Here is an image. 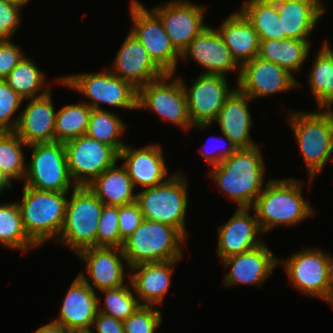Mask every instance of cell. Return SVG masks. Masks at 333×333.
I'll use <instances>...</instances> for the list:
<instances>
[{"instance_id": "f907efd6", "label": "cell", "mask_w": 333, "mask_h": 333, "mask_svg": "<svg viewBox=\"0 0 333 333\" xmlns=\"http://www.w3.org/2000/svg\"><path fill=\"white\" fill-rule=\"evenodd\" d=\"M328 42H324L323 47L333 56V50L330 48V46L328 45Z\"/></svg>"}, {"instance_id": "ee69618b", "label": "cell", "mask_w": 333, "mask_h": 333, "mask_svg": "<svg viewBox=\"0 0 333 333\" xmlns=\"http://www.w3.org/2000/svg\"><path fill=\"white\" fill-rule=\"evenodd\" d=\"M11 40L0 41V79H5L25 56Z\"/></svg>"}, {"instance_id": "c3c4849f", "label": "cell", "mask_w": 333, "mask_h": 333, "mask_svg": "<svg viewBox=\"0 0 333 333\" xmlns=\"http://www.w3.org/2000/svg\"><path fill=\"white\" fill-rule=\"evenodd\" d=\"M6 187H12L4 178L0 176V193L4 191Z\"/></svg>"}, {"instance_id": "d6986e66", "label": "cell", "mask_w": 333, "mask_h": 333, "mask_svg": "<svg viewBox=\"0 0 333 333\" xmlns=\"http://www.w3.org/2000/svg\"><path fill=\"white\" fill-rule=\"evenodd\" d=\"M113 63L111 72L137 90L166 74L130 31Z\"/></svg>"}, {"instance_id": "f546056e", "label": "cell", "mask_w": 333, "mask_h": 333, "mask_svg": "<svg viewBox=\"0 0 333 333\" xmlns=\"http://www.w3.org/2000/svg\"><path fill=\"white\" fill-rule=\"evenodd\" d=\"M310 46L309 40H260L258 56L278 64L294 76L293 72L301 70L309 56Z\"/></svg>"}, {"instance_id": "ac0fdd59", "label": "cell", "mask_w": 333, "mask_h": 333, "mask_svg": "<svg viewBox=\"0 0 333 333\" xmlns=\"http://www.w3.org/2000/svg\"><path fill=\"white\" fill-rule=\"evenodd\" d=\"M77 256L85 262L88 273V276L83 273L78 276L94 291V288L101 291L125 285L123 261L126 262V259L122 248L90 247L79 251Z\"/></svg>"}, {"instance_id": "f6af8a7d", "label": "cell", "mask_w": 333, "mask_h": 333, "mask_svg": "<svg viewBox=\"0 0 333 333\" xmlns=\"http://www.w3.org/2000/svg\"><path fill=\"white\" fill-rule=\"evenodd\" d=\"M92 328H95L97 333H125L122 321L99 311L95 316ZM93 333L95 332L93 331Z\"/></svg>"}, {"instance_id": "816d5d0a", "label": "cell", "mask_w": 333, "mask_h": 333, "mask_svg": "<svg viewBox=\"0 0 333 333\" xmlns=\"http://www.w3.org/2000/svg\"><path fill=\"white\" fill-rule=\"evenodd\" d=\"M10 1L18 3V4H20V5H22L24 7V5L27 4L28 1H30V0H10Z\"/></svg>"}, {"instance_id": "6da1fadb", "label": "cell", "mask_w": 333, "mask_h": 333, "mask_svg": "<svg viewBox=\"0 0 333 333\" xmlns=\"http://www.w3.org/2000/svg\"><path fill=\"white\" fill-rule=\"evenodd\" d=\"M259 146L237 149L220 164L212 166L209 177L220 191L238 204V208H252L263 191L265 164Z\"/></svg>"}, {"instance_id": "d6a6232c", "label": "cell", "mask_w": 333, "mask_h": 333, "mask_svg": "<svg viewBox=\"0 0 333 333\" xmlns=\"http://www.w3.org/2000/svg\"><path fill=\"white\" fill-rule=\"evenodd\" d=\"M309 74V85L318 108L331 109L333 104V56L322 46Z\"/></svg>"}, {"instance_id": "83f0119b", "label": "cell", "mask_w": 333, "mask_h": 333, "mask_svg": "<svg viewBox=\"0 0 333 333\" xmlns=\"http://www.w3.org/2000/svg\"><path fill=\"white\" fill-rule=\"evenodd\" d=\"M217 30L240 66L258 56V33L240 10L230 14Z\"/></svg>"}, {"instance_id": "8d00e7d4", "label": "cell", "mask_w": 333, "mask_h": 333, "mask_svg": "<svg viewBox=\"0 0 333 333\" xmlns=\"http://www.w3.org/2000/svg\"><path fill=\"white\" fill-rule=\"evenodd\" d=\"M27 147L15 132H0V176L10 185L12 179H21L26 174V158L22 147Z\"/></svg>"}, {"instance_id": "7dc6e473", "label": "cell", "mask_w": 333, "mask_h": 333, "mask_svg": "<svg viewBox=\"0 0 333 333\" xmlns=\"http://www.w3.org/2000/svg\"><path fill=\"white\" fill-rule=\"evenodd\" d=\"M68 330L61 324L50 322L38 328L34 333H67Z\"/></svg>"}, {"instance_id": "60d3db41", "label": "cell", "mask_w": 333, "mask_h": 333, "mask_svg": "<svg viewBox=\"0 0 333 333\" xmlns=\"http://www.w3.org/2000/svg\"><path fill=\"white\" fill-rule=\"evenodd\" d=\"M162 315L155 306L141 305L123 321L125 333H155L161 325Z\"/></svg>"}, {"instance_id": "cb8c5ba5", "label": "cell", "mask_w": 333, "mask_h": 333, "mask_svg": "<svg viewBox=\"0 0 333 333\" xmlns=\"http://www.w3.org/2000/svg\"><path fill=\"white\" fill-rule=\"evenodd\" d=\"M98 312V296L78 275L71 283L54 322L67 330L90 329Z\"/></svg>"}, {"instance_id": "5b68a950", "label": "cell", "mask_w": 333, "mask_h": 333, "mask_svg": "<svg viewBox=\"0 0 333 333\" xmlns=\"http://www.w3.org/2000/svg\"><path fill=\"white\" fill-rule=\"evenodd\" d=\"M317 112H290L288 123L306 164L309 181L322 172L332 157L333 111L325 108Z\"/></svg>"}, {"instance_id": "ba28073f", "label": "cell", "mask_w": 333, "mask_h": 333, "mask_svg": "<svg viewBox=\"0 0 333 333\" xmlns=\"http://www.w3.org/2000/svg\"><path fill=\"white\" fill-rule=\"evenodd\" d=\"M284 263V264H283ZM285 267L290 285L333 306V257L320 249H304L279 265Z\"/></svg>"}, {"instance_id": "2e32d148", "label": "cell", "mask_w": 333, "mask_h": 333, "mask_svg": "<svg viewBox=\"0 0 333 333\" xmlns=\"http://www.w3.org/2000/svg\"><path fill=\"white\" fill-rule=\"evenodd\" d=\"M152 10L159 16L172 45L180 54L207 27L203 20L205 8L189 0H171Z\"/></svg>"}, {"instance_id": "681fc988", "label": "cell", "mask_w": 333, "mask_h": 333, "mask_svg": "<svg viewBox=\"0 0 333 333\" xmlns=\"http://www.w3.org/2000/svg\"><path fill=\"white\" fill-rule=\"evenodd\" d=\"M67 333H93L91 329L68 330Z\"/></svg>"}, {"instance_id": "8992f818", "label": "cell", "mask_w": 333, "mask_h": 333, "mask_svg": "<svg viewBox=\"0 0 333 333\" xmlns=\"http://www.w3.org/2000/svg\"><path fill=\"white\" fill-rule=\"evenodd\" d=\"M65 220L57 242L74 253L96 247L98 222L104 204L87 186H72Z\"/></svg>"}, {"instance_id": "836d02e7", "label": "cell", "mask_w": 333, "mask_h": 333, "mask_svg": "<svg viewBox=\"0 0 333 333\" xmlns=\"http://www.w3.org/2000/svg\"><path fill=\"white\" fill-rule=\"evenodd\" d=\"M0 242L6 248L28 252L37 246L27 236L17 202L0 204Z\"/></svg>"}, {"instance_id": "d4e9b609", "label": "cell", "mask_w": 333, "mask_h": 333, "mask_svg": "<svg viewBox=\"0 0 333 333\" xmlns=\"http://www.w3.org/2000/svg\"><path fill=\"white\" fill-rule=\"evenodd\" d=\"M180 260L145 263L130 267V287L141 305H161L171 284L173 266ZM145 303H144V302Z\"/></svg>"}, {"instance_id": "4dcf8cb0", "label": "cell", "mask_w": 333, "mask_h": 333, "mask_svg": "<svg viewBox=\"0 0 333 333\" xmlns=\"http://www.w3.org/2000/svg\"><path fill=\"white\" fill-rule=\"evenodd\" d=\"M240 11L252 23L260 40L286 38L274 0H247Z\"/></svg>"}, {"instance_id": "7a4b0ae2", "label": "cell", "mask_w": 333, "mask_h": 333, "mask_svg": "<svg viewBox=\"0 0 333 333\" xmlns=\"http://www.w3.org/2000/svg\"><path fill=\"white\" fill-rule=\"evenodd\" d=\"M302 184L294 178L268 180L251 208L262 233L279 225L295 226L316 214L302 196Z\"/></svg>"}, {"instance_id": "52a82bcc", "label": "cell", "mask_w": 333, "mask_h": 333, "mask_svg": "<svg viewBox=\"0 0 333 333\" xmlns=\"http://www.w3.org/2000/svg\"><path fill=\"white\" fill-rule=\"evenodd\" d=\"M178 173L163 184L136 193V203L144 219L176 227L188 239L185 231L188 184L184 175Z\"/></svg>"}, {"instance_id": "f35d334b", "label": "cell", "mask_w": 333, "mask_h": 333, "mask_svg": "<svg viewBox=\"0 0 333 333\" xmlns=\"http://www.w3.org/2000/svg\"><path fill=\"white\" fill-rule=\"evenodd\" d=\"M119 207L104 205L98 222L96 247L121 248L118 224Z\"/></svg>"}, {"instance_id": "e0dca14e", "label": "cell", "mask_w": 333, "mask_h": 333, "mask_svg": "<svg viewBox=\"0 0 333 333\" xmlns=\"http://www.w3.org/2000/svg\"><path fill=\"white\" fill-rule=\"evenodd\" d=\"M188 57L206 69L202 74L227 76L229 72L237 70L236 81L239 79L241 66L232 57L230 49L217 29L209 26L204 28L181 53V59L184 61L189 60Z\"/></svg>"}, {"instance_id": "74e56055", "label": "cell", "mask_w": 333, "mask_h": 333, "mask_svg": "<svg viewBox=\"0 0 333 333\" xmlns=\"http://www.w3.org/2000/svg\"><path fill=\"white\" fill-rule=\"evenodd\" d=\"M123 285L114 289L101 290L105 294L104 307L100 306V297L98 298V311L106 315L112 316L119 321H125L130 315H132L140 306L137 296L134 294V290ZM100 307V308H99Z\"/></svg>"}, {"instance_id": "7bdbcfd3", "label": "cell", "mask_w": 333, "mask_h": 333, "mask_svg": "<svg viewBox=\"0 0 333 333\" xmlns=\"http://www.w3.org/2000/svg\"><path fill=\"white\" fill-rule=\"evenodd\" d=\"M143 219V214L136 202L129 205L119 206L118 224L121 237V248L124 241L137 229Z\"/></svg>"}, {"instance_id": "4fadbf2b", "label": "cell", "mask_w": 333, "mask_h": 333, "mask_svg": "<svg viewBox=\"0 0 333 333\" xmlns=\"http://www.w3.org/2000/svg\"><path fill=\"white\" fill-rule=\"evenodd\" d=\"M68 171L75 186H88L95 178L119 161L111 146L84 134L64 143Z\"/></svg>"}, {"instance_id": "8fae6325", "label": "cell", "mask_w": 333, "mask_h": 333, "mask_svg": "<svg viewBox=\"0 0 333 333\" xmlns=\"http://www.w3.org/2000/svg\"><path fill=\"white\" fill-rule=\"evenodd\" d=\"M166 73L159 79L151 81L138 90L137 109L152 110L164 120L185 131L192 125L187 105V97L180 78ZM171 81V82H170Z\"/></svg>"}, {"instance_id": "30bf717a", "label": "cell", "mask_w": 333, "mask_h": 333, "mask_svg": "<svg viewBox=\"0 0 333 333\" xmlns=\"http://www.w3.org/2000/svg\"><path fill=\"white\" fill-rule=\"evenodd\" d=\"M28 147L32 153L26 165L24 185L40 191L70 192L74 183L68 171L64 143H34Z\"/></svg>"}, {"instance_id": "ab89813d", "label": "cell", "mask_w": 333, "mask_h": 333, "mask_svg": "<svg viewBox=\"0 0 333 333\" xmlns=\"http://www.w3.org/2000/svg\"><path fill=\"white\" fill-rule=\"evenodd\" d=\"M24 99L16 93L4 79H0V132H14L20 115L14 119Z\"/></svg>"}, {"instance_id": "d590c367", "label": "cell", "mask_w": 333, "mask_h": 333, "mask_svg": "<svg viewBox=\"0 0 333 333\" xmlns=\"http://www.w3.org/2000/svg\"><path fill=\"white\" fill-rule=\"evenodd\" d=\"M125 124L115 113L108 110L92 109L86 135L113 147L118 153L126 146L120 136Z\"/></svg>"}, {"instance_id": "bcb514c9", "label": "cell", "mask_w": 333, "mask_h": 333, "mask_svg": "<svg viewBox=\"0 0 333 333\" xmlns=\"http://www.w3.org/2000/svg\"><path fill=\"white\" fill-rule=\"evenodd\" d=\"M225 138V142L228 144L227 148L224 147L225 149L222 150H218V152L216 151V153L210 154L209 152H205V149L202 147L200 149V153L201 155H203L202 157L204 158V161H206L209 165L211 166H215L220 164L224 159L230 157L238 148L224 135H222ZM219 141V139L217 140Z\"/></svg>"}, {"instance_id": "4316f807", "label": "cell", "mask_w": 333, "mask_h": 333, "mask_svg": "<svg viewBox=\"0 0 333 333\" xmlns=\"http://www.w3.org/2000/svg\"><path fill=\"white\" fill-rule=\"evenodd\" d=\"M286 38L309 40L321 16L325 14L322 0H274Z\"/></svg>"}, {"instance_id": "9a60e30c", "label": "cell", "mask_w": 333, "mask_h": 333, "mask_svg": "<svg viewBox=\"0 0 333 333\" xmlns=\"http://www.w3.org/2000/svg\"><path fill=\"white\" fill-rule=\"evenodd\" d=\"M237 88L252 100L298 88V80L278 64L256 56L241 66Z\"/></svg>"}, {"instance_id": "ffe728a7", "label": "cell", "mask_w": 333, "mask_h": 333, "mask_svg": "<svg viewBox=\"0 0 333 333\" xmlns=\"http://www.w3.org/2000/svg\"><path fill=\"white\" fill-rule=\"evenodd\" d=\"M222 262L229 270L223 281L227 287L253 284L261 288L262 283L279 264L278 258L273 255L265 242L249 251L229 256Z\"/></svg>"}, {"instance_id": "277c9868", "label": "cell", "mask_w": 333, "mask_h": 333, "mask_svg": "<svg viewBox=\"0 0 333 333\" xmlns=\"http://www.w3.org/2000/svg\"><path fill=\"white\" fill-rule=\"evenodd\" d=\"M186 239L176 227L143 219L124 241L122 251L128 268L145 263L181 260V246L187 242Z\"/></svg>"}, {"instance_id": "44dd1931", "label": "cell", "mask_w": 333, "mask_h": 333, "mask_svg": "<svg viewBox=\"0 0 333 333\" xmlns=\"http://www.w3.org/2000/svg\"><path fill=\"white\" fill-rule=\"evenodd\" d=\"M250 208H237L233 216L218 228L217 253L221 260L249 251L264 242L258 234H263L256 217ZM258 237V238H257Z\"/></svg>"}, {"instance_id": "e575fe53", "label": "cell", "mask_w": 333, "mask_h": 333, "mask_svg": "<svg viewBox=\"0 0 333 333\" xmlns=\"http://www.w3.org/2000/svg\"><path fill=\"white\" fill-rule=\"evenodd\" d=\"M91 110L85 102L59 109L56 113L55 141L66 143L86 134Z\"/></svg>"}, {"instance_id": "7c38bea8", "label": "cell", "mask_w": 333, "mask_h": 333, "mask_svg": "<svg viewBox=\"0 0 333 333\" xmlns=\"http://www.w3.org/2000/svg\"><path fill=\"white\" fill-rule=\"evenodd\" d=\"M131 33L141 42L153 61L165 72L175 74L181 54L172 45L162 21L138 0H131Z\"/></svg>"}, {"instance_id": "603a6c76", "label": "cell", "mask_w": 333, "mask_h": 333, "mask_svg": "<svg viewBox=\"0 0 333 333\" xmlns=\"http://www.w3.org/2000/svg\"><path fill=\"white\" fill-rule=\"evenodd\" d=\"M22 110L14 131L27 145L55 141L56 111L52 102L51 90L37 98L29 99Z\"/></svg>"}, {"instance_id": "b9f144b4", "label": "cell", "mask_w": 333, "mask_h": 333, "mask_svg": "<svg viewBox=\"0 0 333 333\" xmlns=\"http://www.w3.org/2000/svg\"><path fill=\"white\" fill-rule=\"evenodd\" d=\"M23 6L10 0H0V41L10 40L20 23Z\"/></svg>"}, {"instance_id": "5bb4252c", "label": "cell", "mask_w": 333, "mask_h": 333, "mask_svg": "<svg viewBox=\"0 0 333 333\" xmlns=\"http://www.w3.org/2000/svg\"><path fill=\"white\" fill-rule=\"evenodd\" d=\"M226 76L201 74L189 90L183 82L188 113L193 126L201 130L215 121L226 99L235 89H230Z\"/></svg>"}, {"instance_id": "9c48e42d", "label": "cell", "mask_w": 333, "mask_h": 333, "mask_svg": "<svg viewBox=\"0 0 333 333\" xmlns=\"http://www.w3.org/2000/svg\"><path fill=\"white\" fill-rule=\"evenodd\" d=\"M59 78L56 79L57 83L60 82L61 85L87 96L91 102L85 103L92 109L105 110L99 104L106 103L118 108L137 110L138 90L109 69L93 74H72Z\"/></svg>"}, {"instance_id": "f1b7e54d", "label": "cell", "mask_w": 333, "mask_h": 333, "mask_svg": "<svg viewBox=\"0 0 333 333\" xmlns=\"http://www.w3.org/2000/svg\"><path fill=\"white\" fill-rule=\"evenodd\" d=\"M104 205L123 206L136 202L134 185L127 170L117 162L87 186Z\"/></svg>"}, {"instance_id": "484cf974", "label": "cell", "mask_w": 333, "mask_h": 333, "mask_svg": "<svg viewBox=\"0 0 333 333\" xmlns=\"http://www.w3.org/2000/svg\"><path fill=\"white\" fill-rule=\"evenodd\" d=\"M252 99L237 87L226 99L214 122L219 124L220 132L238 149L256 146L252 141L250 129L253 121L248 102Z\"/></svg>"}, {"instance_id": "3957f363", "label": "cell", "mask_w": 333, "mask_h": 333, "mask_svg": "<svg viewBox=\"0 0 333 333\" xmlns=\"http://www.w3.org/2000/svg\"><path fill=\"white\" fill-rule=\"evenodd\" d=\"M18 203L23 228L29 239L42 246L49 239H58L62 230L70 192L40 191L23 187Z\"/></svg>"}, {"instance_id": "1f68e13d", "label": "cell", "mask_w": 333, "mask_h": 333, "mask_svg": "<svg viewBox=\"0 0 333 333\" xmlns=\"http://www.w3.org/2000/svg\"><path fill=\"white\" fill-rule=\"evenodd\" d=\"M4 80L24 100L41 97L50 91V87H48L37 95L41 87L46 84L45 74L27 56L20 60Z\"/></svg>"}, {"instance_id": "7402d4cb", "label": "cell", "mask_w": 333, "mask_h": 333, "mask_svg": "<svg viewBox=\"0 0 333 333\" xmlns=\"http://www.w3.org/2000/svg\"><path fill=\"white\" fill-rule=\"evenodd\" d=\"M160 145H146L132 149L126 146L119 152V159L124 160V167L134 185L143 188L155 187L163 184L168 174Z\"/></svg>"}]
</instances>
